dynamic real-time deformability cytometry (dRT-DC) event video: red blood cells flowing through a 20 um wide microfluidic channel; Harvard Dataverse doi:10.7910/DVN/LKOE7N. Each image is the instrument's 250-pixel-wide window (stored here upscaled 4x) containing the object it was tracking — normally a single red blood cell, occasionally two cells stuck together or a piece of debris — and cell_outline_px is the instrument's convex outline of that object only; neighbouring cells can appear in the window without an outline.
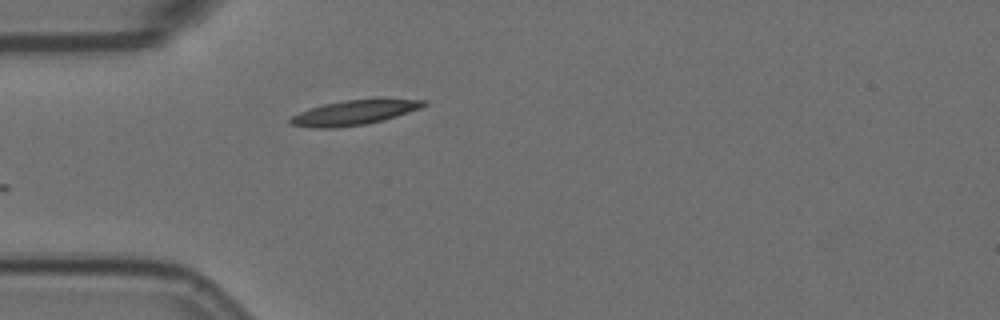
{"species": "Egyptian fruit bat (a non-hibernating species)", "species_latin": "Rousettus aegyptiacus", "temperature_condition": "room temperature", "stored_images_in_passage": 4, "camera_frame_rate_fps": 3000, "um_per_image_px": 0.085, "animal": {"sex": "female"}, "frame": {"image": 1, "passage_image": 4, "time_ms": 1.0, "image_size_px": [1000, 320], "cell_outline_px": [[428, 104], [420, 108], [384, 120], [364, 124], [336, 128], [312, 128], [288, 124], [288, 120], [292, 116], [300, 112], [324, 104], [344, 100], [376, 96], [380, 96], [424, 100]], "centroid_in_image_um": [30.17, 9.52], "position_along_channel_um": 54.8, "area_um2": 19.94}}